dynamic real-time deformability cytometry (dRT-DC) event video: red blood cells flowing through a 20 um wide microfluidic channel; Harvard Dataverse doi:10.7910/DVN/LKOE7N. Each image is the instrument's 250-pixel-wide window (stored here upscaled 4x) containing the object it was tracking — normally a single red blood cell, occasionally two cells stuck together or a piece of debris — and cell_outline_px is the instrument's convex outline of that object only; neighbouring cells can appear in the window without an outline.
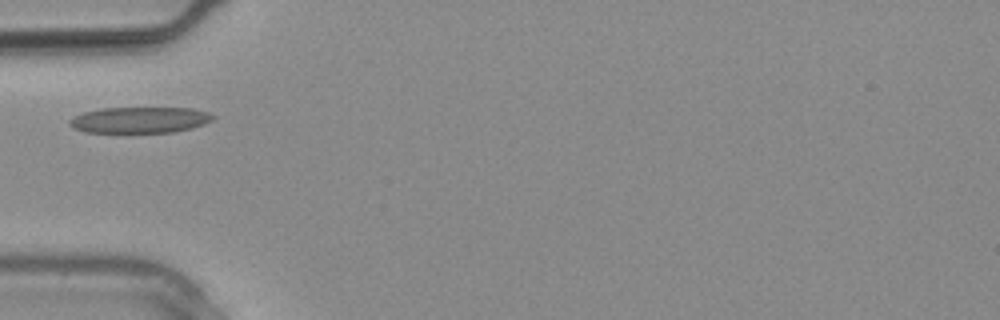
{"species": "common noctule bat (a hibernating species)", "species_latin": "Nyctalus noctula", "temperature_condition": "warm", "stored_images_in_passage": 1, "camera_frame_rate_fps": 3000, "um_per_image_px": 0.085, "animal": {"sex": "male", "body_mass_g": 20.4}, "frame": {"image": 1, "passage_image": 1, "time_ms": 0.0, "image_size_px": [1000, 320], "cell_outline_px": [[216, 116], [212, 120], [204, 124], [192, 128], [172, 132], [84, 132], [72, 128], [68, 124], [68, 120], [84, 112], [104, 108], [192, 108], [208, 112]], "centroid_in_image_um": [11.89, 10.19], "position_along_channel_um": 73.1, "area_um2": 21.73}}